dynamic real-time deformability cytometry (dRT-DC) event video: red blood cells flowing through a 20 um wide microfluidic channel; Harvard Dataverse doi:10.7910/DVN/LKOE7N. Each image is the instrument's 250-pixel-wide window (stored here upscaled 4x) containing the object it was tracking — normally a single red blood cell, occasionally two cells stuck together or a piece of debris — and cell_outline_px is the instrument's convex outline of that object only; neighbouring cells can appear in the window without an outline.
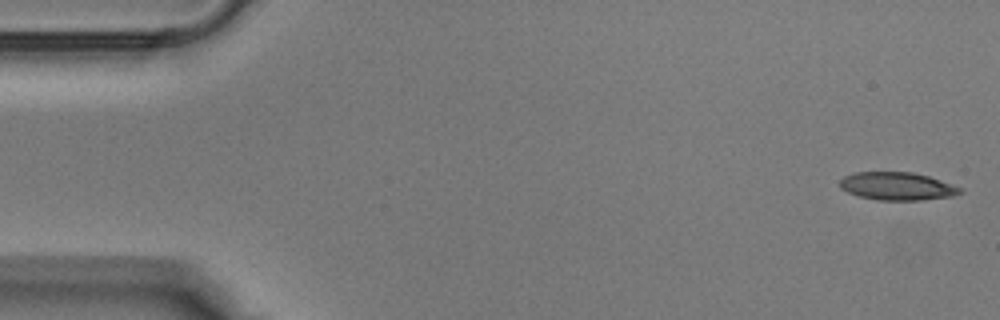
{"species": "Egyptian fruit bat (a non-hibernating species)", "species_latin": "Rousettus aegyptiacus", "temperature_condition": "warm", "stored_images_in_passage": 38, "camera_frame_rate_fps": 3000, "um_per_image_px": 0.085, "animal": {"sex": "male"}, "frame": {"image": 1, "passage_image": 1, "time_ms": 0.0, "image_size_px": [1000, 320], "cell_outline_px": [[964, 192], [952, 196], [920, 200], [876, 200], [860, 196], [848, 192], [840, 188], [840, 180], [844, 176], [856, 172], [912, 172], [928, 176], [964, 188]], "centroid_in_image_um": [76.28, 15.83], "position_along_channel_um": 8.7, "area_um2": 19.59}}
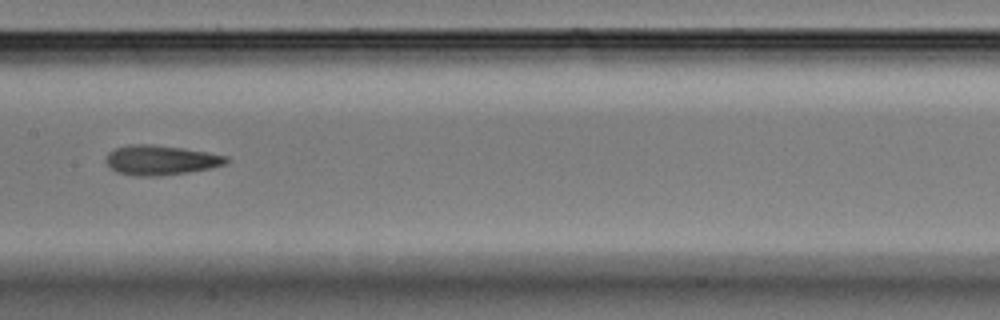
{"frame": {"image": 2, "passage_image": 19, "time_ms": 6.0, "image_size_px": [1000, 320], "cell_outline_px": [[232, 160], [228, 164], [212, 168], [188, 172], [160, 176], [136, 176], [116, 172], [104, 160], [108, 152], [116, 148], [136, 144], [148, 144], [180, 148], [228, 156]], "centroid_in_image_um": [13.7, 13.62], "position_along_channel_um": 193.7, "area_um2": 20.81}}
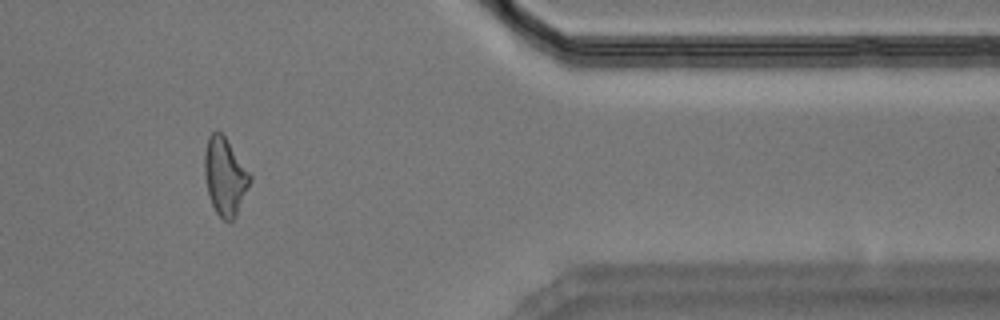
{"frame": {"image": 3, "passage_image": 32, "time_ms": 10.333, "image_size_px": [1000, 320], "cell_outline_px": [[252, 180], [236, 216], [228, 224], [216, 212], [212, 204], [208, 192], [204, 176], [204, 152], [208, 136], [212, 132], [220, 132], [224, 136], [252, 176]], "centroid_in_image_um": [19.12, 15.02], "position_along_channel_um": 392.3, "area_um2": 20.46}}